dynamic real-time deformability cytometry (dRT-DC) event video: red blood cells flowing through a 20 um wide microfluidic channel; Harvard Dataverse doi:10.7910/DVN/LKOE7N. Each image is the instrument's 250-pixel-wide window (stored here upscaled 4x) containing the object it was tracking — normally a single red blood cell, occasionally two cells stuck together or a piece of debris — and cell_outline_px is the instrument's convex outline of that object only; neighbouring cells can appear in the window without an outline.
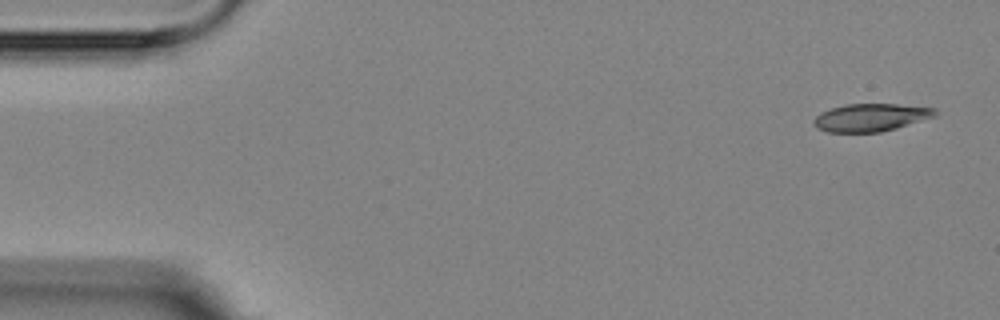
{"species": "Egyptian fruit bat (a non-hibernating species)", "species_latin": "Rousettus aegyptiacus", "temperature_condition": "room temperature", "stored_images_in_passage": 4, "camera_frame_rate_fps": 3000, "um_per_image_px": 0.085, "animal": {"sex": "female"}, "frame": {"image": 1, "passage_image": 1, "time_ms": 0.0, "image_size_px": [1000, 320], "cell_outline_px": [[936, 116], [896, 128], [880, 132], [828, 132], [816, 128], [812, 120], [820, 112], [844, 104], [896, 104], [936, 108]], "centroid_in_image_um": [73.99, 9.98], "position_along_channel_um": 11.0, "area_um2": 19.59}}
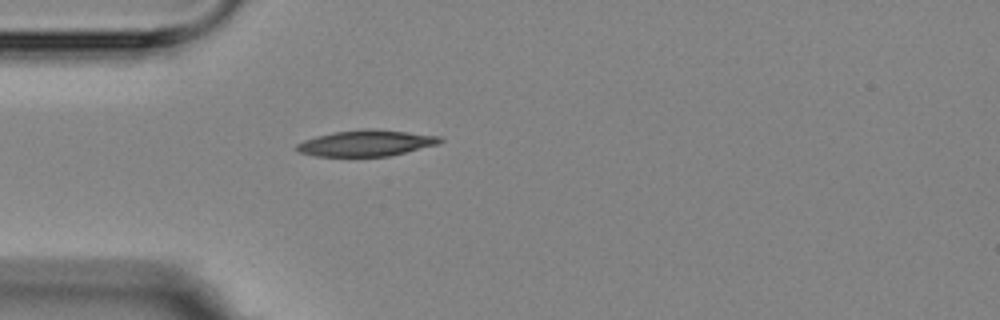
{"frame": {"image": 2, "passage_image": 4, "time_ms": 4.333, "image_size_px": [1000, 320], "cell_outline_px": [[444, 140], [436, 144], [388, 156], [316, 156], [296, 152], [296, 144], [304, 140], [316, 136], [332, 132], [364, 128], [368, 128], [440, 136]], "centroid_in_image_um": [31.04, 12.16], "position_along_channel_um": 54.0, "area_um2": 21.56}}